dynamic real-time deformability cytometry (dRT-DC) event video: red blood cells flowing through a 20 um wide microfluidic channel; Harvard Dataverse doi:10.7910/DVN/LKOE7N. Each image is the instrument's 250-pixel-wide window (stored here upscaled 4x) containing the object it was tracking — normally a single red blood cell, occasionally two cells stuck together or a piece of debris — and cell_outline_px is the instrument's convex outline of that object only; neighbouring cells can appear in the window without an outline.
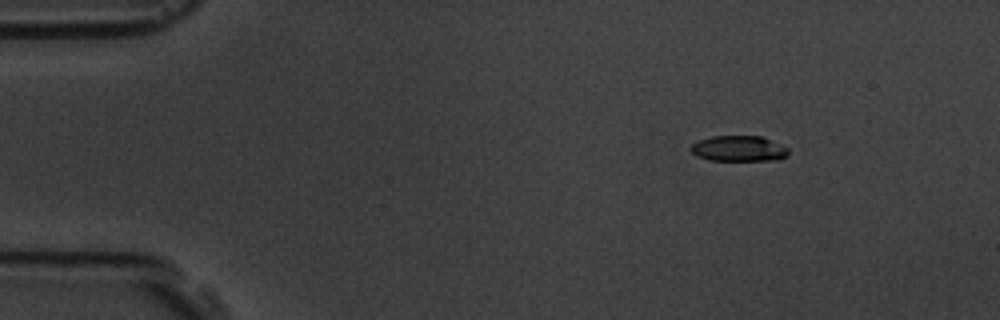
{"species": "common noctule bat (a hibernating species)", "species_latin": "Nyctalus noctula", "temperature_condition": "room temperature", "stored_images_in_passage": 5, "camera_frame_rate_fps": 3000, "um_per_image_px": 0.085, "animal": {"sex": "male", "body_mass_g": 19.5, "forearm_length_mm": 54.6}, "frame": {"image": 1, "passage_image": 1, "time_ms": 0.0, "image_size_px": [1000, 320], "cell_outline_px": [[788, 156], [772, 160], [708, 160], [696, 156], [688, 148], [692, 144], [700, 140], [712, 136], [760, 136], [788, 148]], "centroid_in_image_um": [62.75, 12.63], "position_along_channel_um": 22.3, "area_um2": 14.45}}
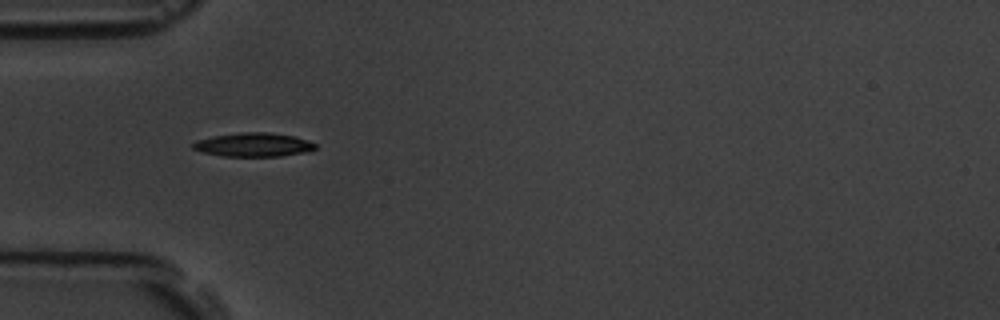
{"frame": {"image": 2, "passage_image": 4, "time_ms": 3.333, "image_size_px": [1000, 320], "cell_outline_px": [[316, 148], [308, 152], [280, 156], [220, 156], [204, 152], [192, 148], [192, 144], [196, 140], [212, 136], [240, 132], [268, 132], [296, 136], [308, 140], [316, 144]], "centroid_in_image_um": [21.57, 12.29], "position_along_channel_um": 63.4, "area_um2": 17.11}}
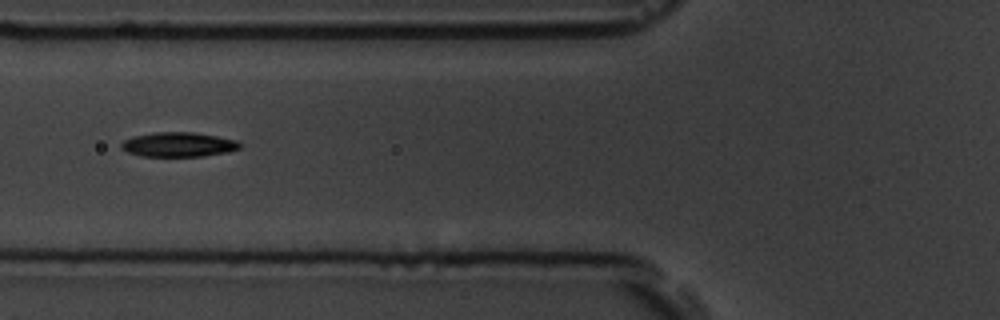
{"frame": {"image": 3, "passage_image": 5, "time_ms": 4.667, "image_size_px": [1000, 320], "cell_outline_px": [[240, 148], [228, 152], [204, 156], [140, 156], [128, 152], [120, 148], [120, 144], [124, 140], [132, 136], [152, 132], [196, 132], [236, 140], [240, 144]], "centroid_in_image_um": [15.13, 12.28], "position_along_channel_um": 110.7, "area_um2": 17.05}}